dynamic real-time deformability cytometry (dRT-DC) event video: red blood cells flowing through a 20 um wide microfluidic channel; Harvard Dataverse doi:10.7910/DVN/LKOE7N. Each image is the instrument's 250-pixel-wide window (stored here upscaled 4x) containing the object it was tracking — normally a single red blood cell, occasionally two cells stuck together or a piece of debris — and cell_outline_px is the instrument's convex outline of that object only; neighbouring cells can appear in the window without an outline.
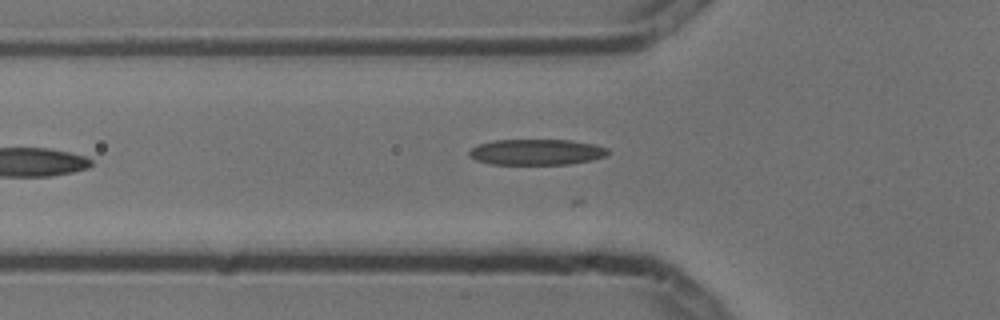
{"species": "common noctule bat (a hibernating species)", "species_latin": "Nyctalus noctula", "temperature_condition": "cold", "stored_images_in_passage": 6, "camera_frame_rate_fps": 3000, "um_per_image_px": 0.085, "animal": {"sex": "male", "body_mass_g": 13.3}, "frame": {"image": 1, "passage_image": 6, "time_ms": 1.667, "image_size_px": [1000, 320], "cell_outline_px": [[608, 152], [604, 156], [592, 160], [568, 164], [488, 164], [476, 160], [468, 156], [468, 152], [472, 148], [480, 144], [492, 140], [572, 140], [592, 144], [608, 148]], "centroid_in_image_um": [45.56, 12.92], "position_along_channel_um": 80.2, "area_um2": 20.81}}